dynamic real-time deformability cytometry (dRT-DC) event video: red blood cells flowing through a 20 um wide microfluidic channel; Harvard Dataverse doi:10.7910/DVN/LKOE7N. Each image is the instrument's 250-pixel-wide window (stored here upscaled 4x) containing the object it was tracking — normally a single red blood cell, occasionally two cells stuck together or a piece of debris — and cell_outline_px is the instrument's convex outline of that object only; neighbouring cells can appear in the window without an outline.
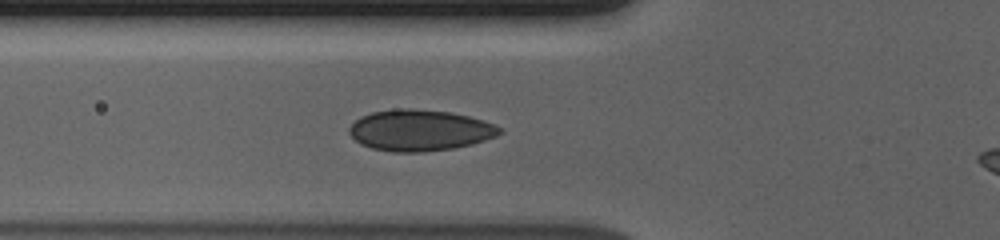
{"species": "human", "species_latin": "Homo sapiens", "temperature_condition": "cold", "stored_images_in_passage": 42, "camera_frame_rate_fps": 3000, "um_per_image_px": 0.085, "donor": {"sex": "male"}, "frame": {"image": 1, "passage_image": 6, "time_ms": 1.667, "image_size_px": [1000, 240], "cell_outline_px": [[504, 132], [496, 136], [472, 144], [456, 148], [424, 152], [392, 152], [372, 148], [360, 144], [348, 132], [348, 128], [360, 116], [372, 112], [396, 108], [412, 108], [448, 112], [468, 116], [484, 120], [496, 124]], "centroid_in_image_um": [35.69, 11.08], "position_along_channel_um": 90.1, "area_um2": 36.3}}
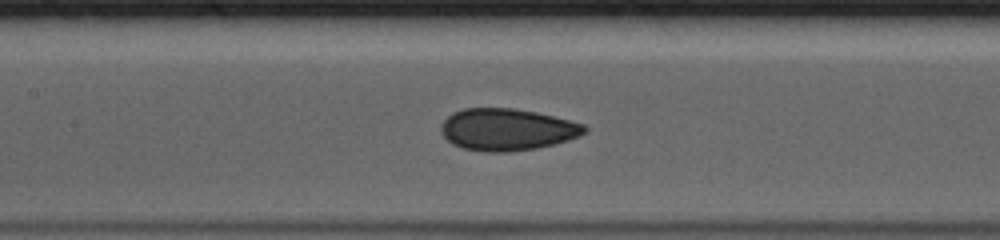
{"frame": {"image": 2, "passage_image": 12, "time_ms": 3.667, "image_size_px": [1000, 240], "cell_outline_px": [[588, 132], [580, 136], [568, 140], [536, 148], [508, 152], [484, 152], [464, 148], [452, 144], [440, 132], [440, 124], [452, 112], [464, 108], [512, 108], [536, 112], [584, 124], [588, 128]], "centroid_in_image_um": [43.09, 11.01], "position_along_channel_um": 164.3, "area_um2": 35.14}}
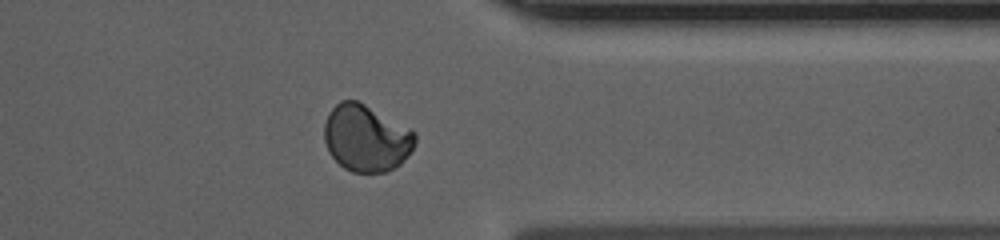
{"frame": {"image": 3, "passage_image": 30, "time_ms": 9.667, "image_size_px": [1000, 240], "cell_outline_px": [[416, 144], [408, 156], [400, 164], [388, 172], [352, 172], [344, 168], [328, 152], [324, 140], [324, 124], [328, 112], [340, 100], [356, 100], [412, 128], [416, 132]], "centroid_in_image_um": [31.14, 11.74], "position_along_channel_um": 380.3, "area_um2": 35.72}, "authors_computed_cell_mechanics": {"area_um2": 34.4488, "velocity_mm_per_s": 3.6952, "shape_relaxation_time_tau1_ms": null, "shape_relaxation_time_tau2_ms": 1.1308, "deformation_change_tau1": null, "deformation_change_tau2": 0.0448}}